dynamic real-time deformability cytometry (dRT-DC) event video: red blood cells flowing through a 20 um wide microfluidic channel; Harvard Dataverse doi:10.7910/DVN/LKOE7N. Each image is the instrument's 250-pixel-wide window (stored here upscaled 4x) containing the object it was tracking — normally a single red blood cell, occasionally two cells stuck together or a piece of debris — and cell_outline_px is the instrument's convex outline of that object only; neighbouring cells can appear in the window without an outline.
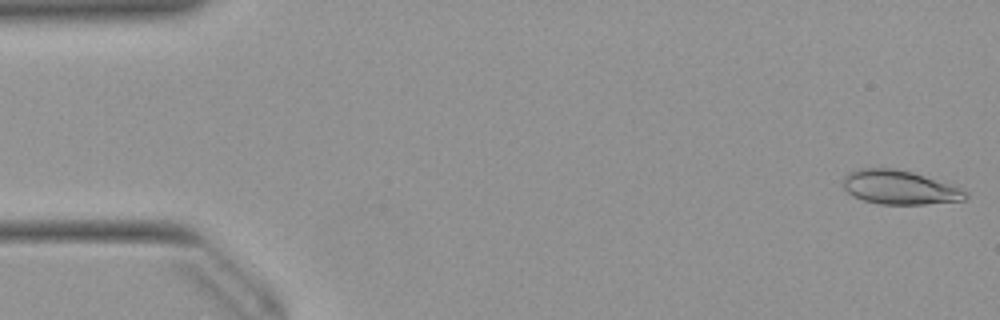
{"species": "Egyptian fruit bat (a non-hibernating species)", "species_latin": "Rousettus aegyptiacus", "temperature_condition": "warm", "stored_images_in_passage": 51, "camera_frame_rate_fps": 3000, "um_per_image_px": 0.085, "animal": {"sex": "female"}, "frame": {"image": 1, "passage_image": 1, "time_ms": 0.0, "image_size_px": [1000, 320], "cell_outline_px": [[968, 196], [964, 200], [924, 204], [880, 204], [864, 200], [852, 196], [844, 188], [844, 176], [848, 172], [860, 168], [892, 168], [912, 172], [960, 188], [968, 192]], "centroid_in_image_um": [76.43, 15.93], "position_along_channel_um": 8.6, "area_um2": 23.99}}
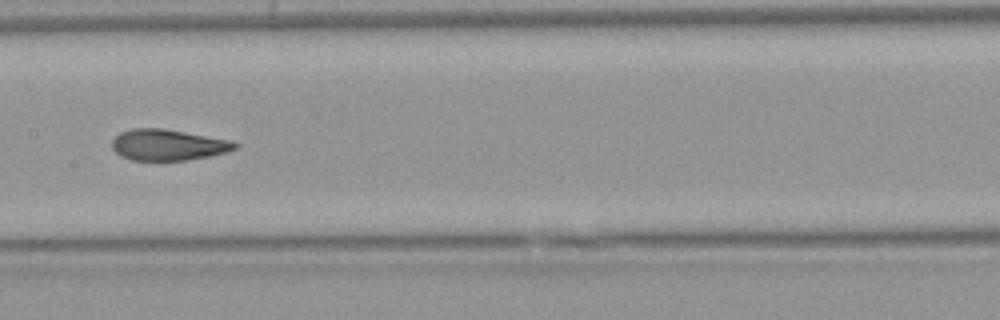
{"frame": {"image": 2, "passage_image": 25, "time_ms": 8.0, "image_size_px": [1000, 320], "cell_outline_px": [[240, 144], [236, 148], [224, 152], [208, 156], [188, 160], [132, 160], [120, 156], [112, 148], [112, 140], [120, 132], [132, 128], [164, 128], [232, 140]], "centroid_in_image_um": [14.27, 12.3], "position_along_channel_um": 193.1, "area_um2": 22.31}}
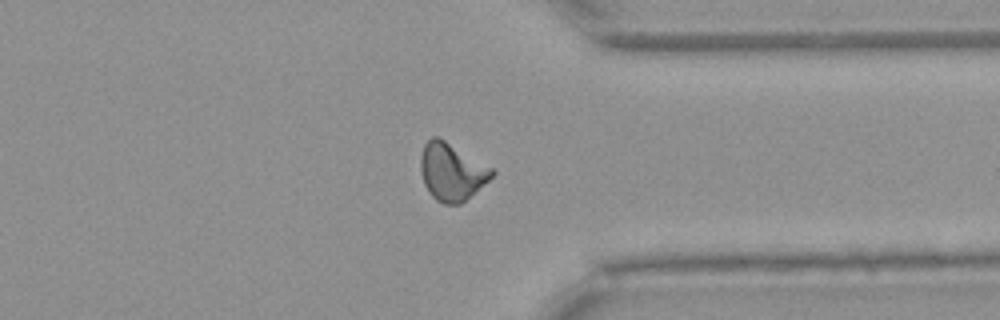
{"frame": {"image": 3, "passage_image": 39, "time_ms": 12.667, "image_size_px": [1000, 320], "cell_outline_px": [[496, 172], [488, 180], [460, 204], [444, 204], [436, 200], [428, 192], [424, 184], [420, 168], [420, 156], [424, 144], [432, 136], [436, 136], [444, 140], [492, 168]], "centroid_in_image_um": [38.35, 14.6], "position_along_channel_um": 373.0, "area_um2": 23.47}, "authors_computed_cell_mechanics": {"area_um2": 22.9466, "velocity_mm_per_s": 3.9557, "shape_relaxation_time_tau1_ms": 7.7917, "shape_relaxation_time_tau2_ms": 1.5794, "deformation_change_tau1": 0.2188, "deformation_change_tau2": 0.08}}